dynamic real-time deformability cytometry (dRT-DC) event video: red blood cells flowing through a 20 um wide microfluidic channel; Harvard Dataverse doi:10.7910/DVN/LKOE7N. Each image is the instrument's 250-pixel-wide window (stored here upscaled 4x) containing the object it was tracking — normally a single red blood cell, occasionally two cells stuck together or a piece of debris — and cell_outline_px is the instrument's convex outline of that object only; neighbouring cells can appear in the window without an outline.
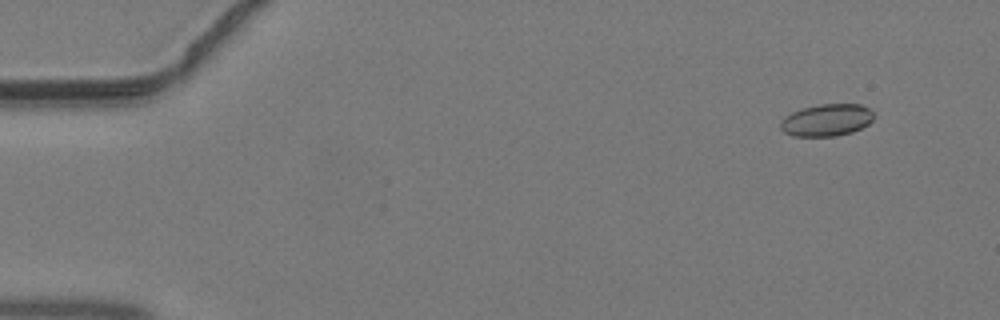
{"species": "common noctule bat (a hibernating species)", "species_latin": "Nyctalus noctula", "temperature_condition": "warm", "stored_images_in_passage": 9, "camera_frame_rate_fps": 3000, "um_per_image_px": 0.085, "animal": {"sex": "male", "body_mass_g": 19.2, "forearm_length_mm": 51.8}, "frame": {"image": 1, "passage_image": 4, "time_ms": 1.0, "image_size_px": [1000, 320], "cell_outline_px": [[872, 120], [868, 124], [852, 132], [836, 136], [792, 136], [784, 132], [780, 128], [780, 120], [784, 116], [800, 108], [820, 104], [860, 104], [868, 108], [872, 112]], "centroid_in_image_um": [70.21, 10.2], "position_along_channel_um": 14.8, "area_um2": 17.51}}